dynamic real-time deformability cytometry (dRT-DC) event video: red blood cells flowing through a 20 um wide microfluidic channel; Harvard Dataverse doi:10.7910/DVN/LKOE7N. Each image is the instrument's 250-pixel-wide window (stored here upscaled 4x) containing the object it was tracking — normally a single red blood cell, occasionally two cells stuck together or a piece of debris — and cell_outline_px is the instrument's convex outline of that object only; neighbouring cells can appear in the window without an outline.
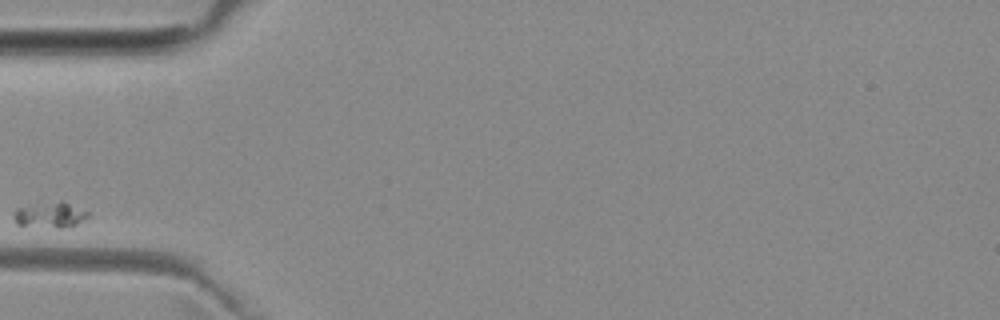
{"species": "common noctule bat (a hibernating species)", "species_latin": "Nyctalus noctula", "temperature_condition": "room temperature", "stored_images_in_passage": 1, "camera_frame_rate_fps": 3000, "um_per_image_px": 0.085, "animal": {"sex": "female", "body_mass_g": 29.2, "forearm_length_mm": 56.3}, "frame": {"image": 1, "passage_image": 1, "time_ms": 0.0, "image_size_px": [1000, 320], "cell_outline_px": [[88, 216], [84, 220], [72, 228], [56, 228], [16, 224], [12, 216], [16, 208], [36, 200], [64, 200], [88, 212]], "centroid_in_image_um": [4.23, 18.22], "position_along_channel_um": 80.8, "area_um2": 11.96}}